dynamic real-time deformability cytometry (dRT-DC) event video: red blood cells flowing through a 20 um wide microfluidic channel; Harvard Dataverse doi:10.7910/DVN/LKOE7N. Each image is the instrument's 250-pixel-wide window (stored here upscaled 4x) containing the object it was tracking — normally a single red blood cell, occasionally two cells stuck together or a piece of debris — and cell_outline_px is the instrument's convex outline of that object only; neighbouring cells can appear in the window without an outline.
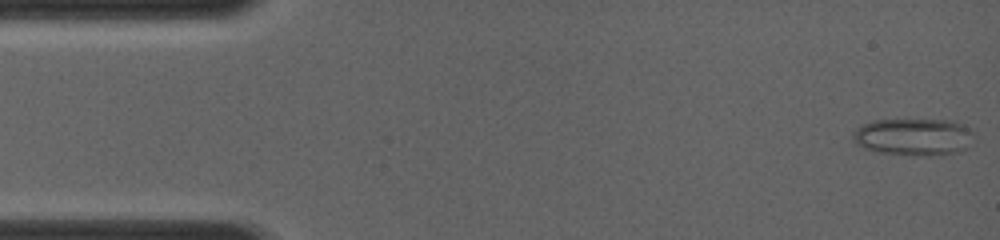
{"species": "common noctule bat (a hibernating species)", "species_latin": "Nyctalus noctula", "temperature_condition": "room temperature", "stored_images_in_passage": 32, "camera_frame_rate_fps": 4000, "um_per_image_px": 0.085, "animal": {"sex": "female", "body_mass_g": 19.0, "forearm_length_mm": 56.7}, "frame": {"image": 1, "passage_image": 1, "time_ms": 0.0, "image_size_px": [1000, 240], "cell_outline_px": [[972, 132], [968, 148], [956, 152], [932, 156], [912, 156], [880, 152], [864, 148], [856, 144], [852, 140], [852, 132], [856, 128], [872, 120], [952, 120], [968, 128]], "centroid_in_image_um": [77.6, 11.65], "position_along_channel_um": 7.4, "area_um2": 26.24}}
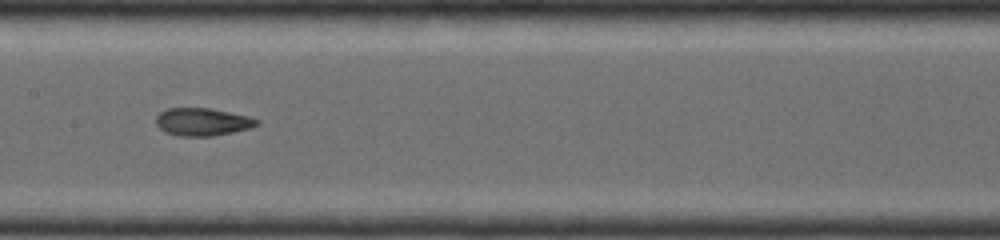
{"frame": {"image": 2, "passage_image": 15, "time_ms": 6.5, "image_size_px": [1000, 240], "cell_outline_px": [[260, 124], [252, 128], [212, 136], [180, 136], [164, 132], [156, 124], [156, 116], [160, 112], [168, 108], [212, 108], [248, 116], [260, 120]], "centroid_in_image_um": [17.23, 10.36], "position_along_channel_um": 190.2, "area_um2": 16.42}}
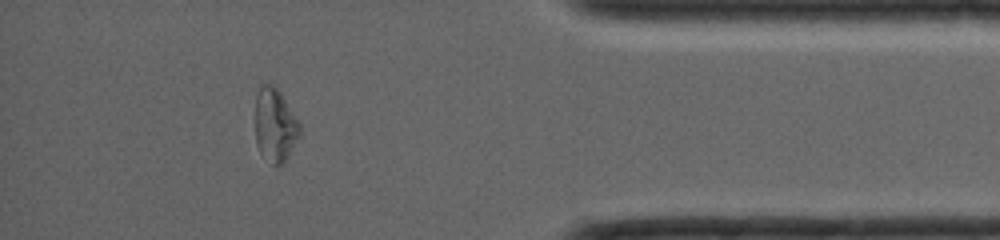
{"frame": {"image": 3, "passage_image": 28, "time_ms": 11.75, "image_size_px": [1000, 240], "cell_outline_px": [[300, 136], [284, 164], [276, 168], [260, 152], [256, 144], [256, 96], [260, 84], [272, 84], [280, 92], [300, 124]], "centroid_in_image_um": [23.38, 10.67], "position_along_channel_um": 411.8, "area_um2": 19.13}}